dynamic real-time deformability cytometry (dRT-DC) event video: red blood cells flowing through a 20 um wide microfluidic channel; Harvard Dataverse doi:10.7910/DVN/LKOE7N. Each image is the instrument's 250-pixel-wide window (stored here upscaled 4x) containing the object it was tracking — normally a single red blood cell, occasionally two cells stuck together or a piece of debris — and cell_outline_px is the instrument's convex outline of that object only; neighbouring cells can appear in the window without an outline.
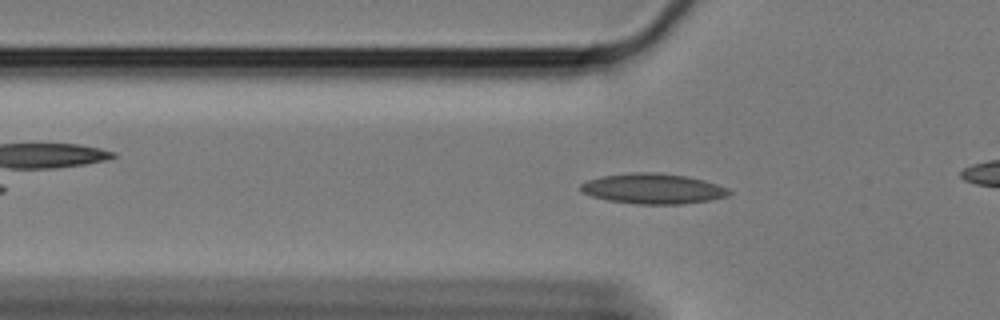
{"species": "Egyptian fruit bat (a non-hibernating species)", "species_latin": "Rousettus aegyptiacus", "temperature_condition": "cold", "stored_images_in_passage": 53, "camera_frame_rate_fps": 3000, "um_per_image_px": 0.085, "animal": {"sex": "female"}, "frame": {"image": 1, "passage_image": 12, "time_ms": 3.667, "image_size_px": [1000, 320], "cell_outline_px": [[732, 192], [728, 196], [708, 200], [684, 204], [636, 204], [608, 200], [592, 196], [584, 192], [580, 188], [580, 184], [588, 180], [604, 176], [632, 172], [656, 172], [684, 176], [704, 180], [728, 188]], "centroid_in_image_um": [55.52, 16.04], "position_along_channel_um": 70.3, "area_um2": 26.01}}
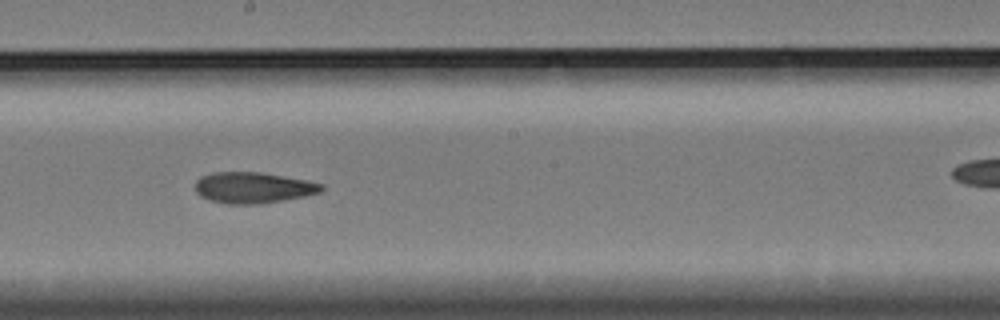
{"frame": {"image": 2, "passage_image": 26, "time_ms": 8.333, "image_size_px": [1000, 320], "cell_outline_px": [[324, 188], [320, 192], [304, 196], [284, 200], [260, 204], [228, 204], [208, 200], [200, 196], [196, 192], [196, 180], [200, 176], [212, 172], [260, 172], [304, 180], [324, 184]], "centroid_in_image_um": [21.48, 15.95], "position_along_channel_um": 226.7, "area_um2": 22.83}}
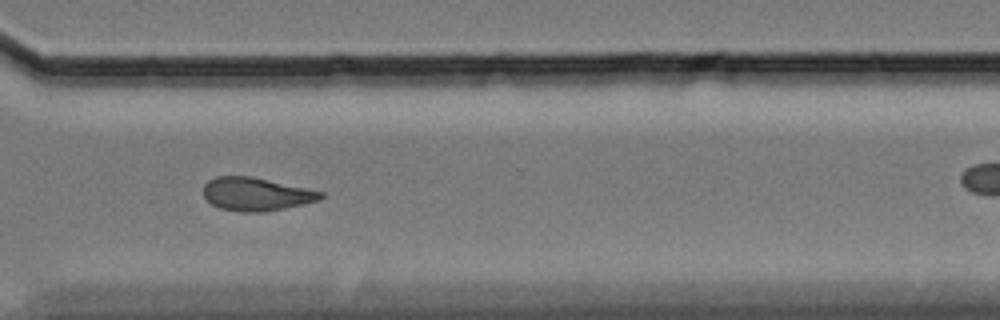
{"frame": {"image": 3, "passage_image": 37, "time_ms": 12.0, "image_size_px": [1000, 320], "cell_outline_px": [[324, 196], [320, 200], [304, 204], [284, 208], [260, 212], [240, 212], [220, 208], [212, 204], [204, 196], [204, 184], [208, 180], [216, 176], [252, 176], [324, 192]], "centroid_in_image_um": [21.77, 16.49], "position_along_channel_um": 348.8, "area_um2": 22.66}, "authors_computed_cell_mechanics": {"area_um2": 23.0044, "velocity_mm_per_s": 3.3333, "shape_relaxation_time_tau1_ms": null, "shape_relaxation_time_tau2_ms": 6.6739, "deformation_change_tau1": null, "deformation_change_tau2": 0.1197}}